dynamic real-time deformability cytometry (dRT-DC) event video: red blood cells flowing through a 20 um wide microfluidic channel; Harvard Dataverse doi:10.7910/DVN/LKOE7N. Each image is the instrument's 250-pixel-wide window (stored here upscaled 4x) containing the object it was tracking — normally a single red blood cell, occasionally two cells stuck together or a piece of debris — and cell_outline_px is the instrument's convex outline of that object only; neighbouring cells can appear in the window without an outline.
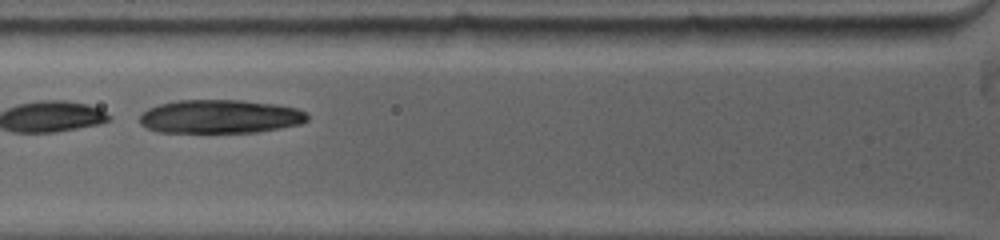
{"species": "common noctule bat (a hibernating species)", "species_latin": "Nyctalus noctula", "temperature_condition": "warm", "stored_images_in_passage": 23, "camera_frame_rate_fps": 5000, "um_per_image_px": 0.085, "animal": {"sex": "female", "body_mass_g": 19.0, "forearm_length_mm": 53.3}, "frame": {"image": 1, "passage_image": 4, "time_ms": 1.2, "image_size_px": [1000, 240], "cell_outline_px": [[308, 120], [300, 124], [280, 128], [256, 132], [160, 132], [148, 128], [140, 124], [140, 112], [148, 108], [160, 104], [176, 100], [240, 100], [276, 104], [296, 108], [304, 112], [308, 116]], "centroid_in_image_um": [18.69, 9.9], "position_along_channel_um": 107.1, "area_um2": 32.83}}
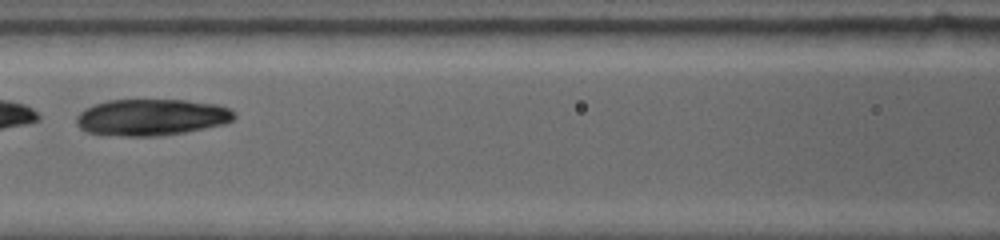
{"frame": {"image": 2, "passage_image": 7, "time_ms": 2.4, "image_size_px": [1000, 240], "cell_outline_px": [[236, 116], [232, 120], [224, 124], [184, 132], [156, 136], [124, 136], [88, 132], [80, 128], [76, 124], [76, 116], [84, 108], [108, 100], [184, 100], [216, 104], [228, 108], [236, 112]], "centroid_in_image_um": [12.87, 9.96], "position_along_channel_um": 153.7, "area_um2": 33.47}}